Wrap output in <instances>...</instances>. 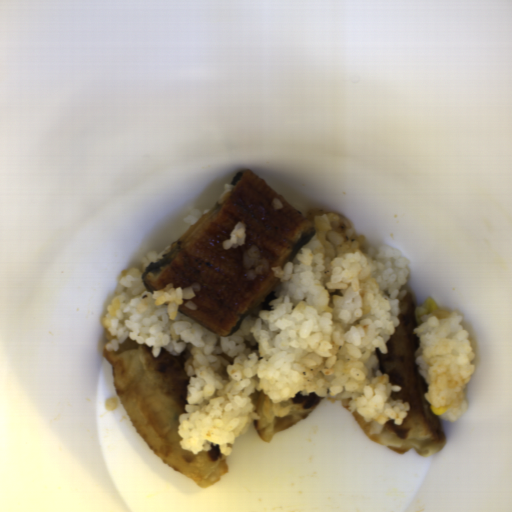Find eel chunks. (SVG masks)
I'll return each mask as SVG.
<instances>
[{"label": "eel chunks", "instance_id": "4dd315ae", "mask_svg": "<svg viewBox=\"0 0 512 512\" xmlns=\"http://www.w3.org/2000/svg\"><path fill=\"white\" fill-rule=\"evenodd\" d=\"M229 193L199 218L178 239L172 241L161 259L149 263L141 278L148 292H158L168 284L200 287L190 299L196 310L184 305L178 311L210 332L235 334L278 284L272 268L284 267L317 234L315 226L267 181L250 169L235 174ZM273 197L283 208L276 210ZM238 221L246 222L243 246L223 250ZM252 245L259 246L270 269L255 280L246 279L242 257Z\"/></svg>", "mask_w": 512, "mask_h": 512}]
</instances>
